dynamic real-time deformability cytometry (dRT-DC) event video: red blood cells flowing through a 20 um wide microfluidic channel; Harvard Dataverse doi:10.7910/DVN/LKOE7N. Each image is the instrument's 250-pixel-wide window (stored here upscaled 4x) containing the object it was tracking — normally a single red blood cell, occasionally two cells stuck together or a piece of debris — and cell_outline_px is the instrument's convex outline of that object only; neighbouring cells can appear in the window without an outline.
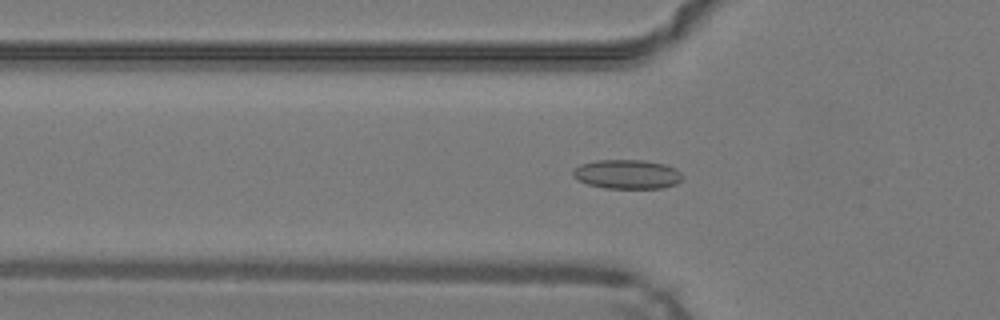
{"species": "common noctule bat (a hibernating species)", "species_latin": "Nyctalus noctula", "temperature_condition": "warm", "stored_images_in_passage": 46, "camera_frame_rate_fps": 3000, "um_per_image_px": 0.085, "animal": {"sex": "male", "body_mass_g": 19.2, "forearm_length_mm": 51.8}, "frame": {"image": 1, "passage_image": 14, "time_ms": 4.333, "image_size_px": [1000, 320], "cell_outline_px": [[684, 180], [676, 184], [664, 188], [604, 188], [588, 184], [572, 176], [572, 172], [580, 164], [596, 160], [644, 160], [664, 164], [676, 168], [680, 172]], "centroid_in_image_um": [53.34, 14.81], "position_along_channel_um": 72.5, "area_um2": 18.73}}
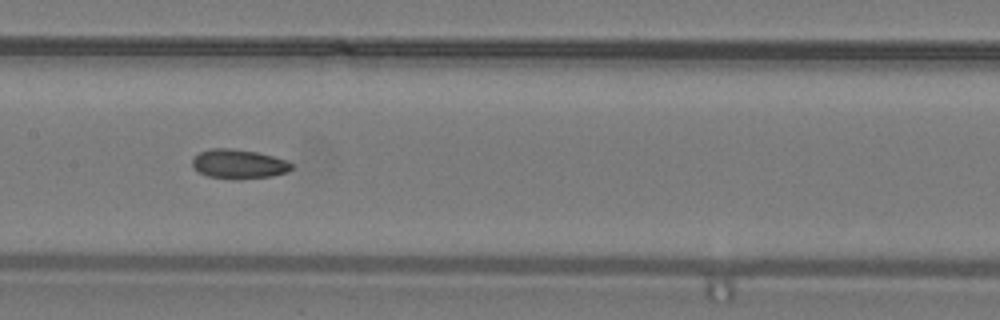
{"frame": {"image": 2, "passage_image": 22, "time_ms": 7.0, "image_size_px": [1000, 320], "cell_outline_px": [[292, 168], [288, 172], [272, 176], [240, 180], [232, 180], [208, 176], [192, 168], [192, 160], [200, 152], [208, 148], [232, 148], [256, 152], [272, 156], [284, 160], [292, 164]], "centroid_in_image_um": [20.26, 13.96], "position_along_channel_um": 187.1, "area_um2": 17.11}}
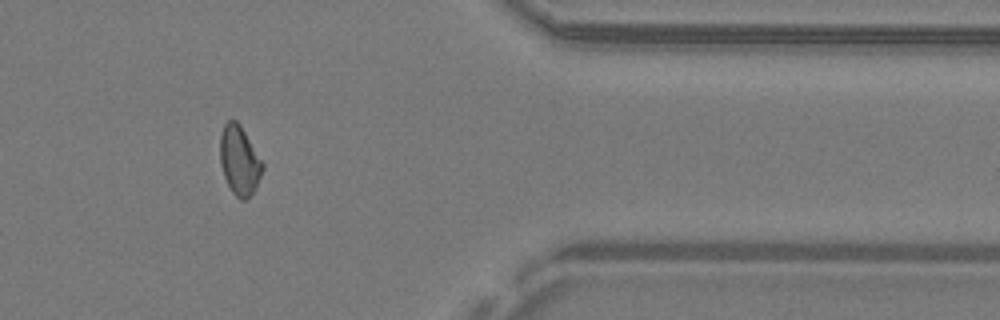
{"frame": {"image": 3, "passage_image": 38, "time_ms": 12.333, "image_size_px": [1000, 320], "cell_outline_px": [[264, 168], [252, 192], [244, 200], [240, 200], [232, 192], [224, 176], [220, 164], [220, 136], [224, 124], [228, 120], [236, 120], [240, 124], [264, 164]], "centroid_in_image_um": [20.33, 13.61], "position_along_channel_um": 391.1, "area_um2": 16.88}, "authors_computed_cell_mechanics": {"area_um2": 17.051, "velocity_mm_per_s": 4.2561, "shape_relaxation_time_tau1_ms": null, "shape_relaxation_time_tau2_ms": 8.6052, "deformation_change_tau1": null, "deformation_change_tau2": 0.1569}}